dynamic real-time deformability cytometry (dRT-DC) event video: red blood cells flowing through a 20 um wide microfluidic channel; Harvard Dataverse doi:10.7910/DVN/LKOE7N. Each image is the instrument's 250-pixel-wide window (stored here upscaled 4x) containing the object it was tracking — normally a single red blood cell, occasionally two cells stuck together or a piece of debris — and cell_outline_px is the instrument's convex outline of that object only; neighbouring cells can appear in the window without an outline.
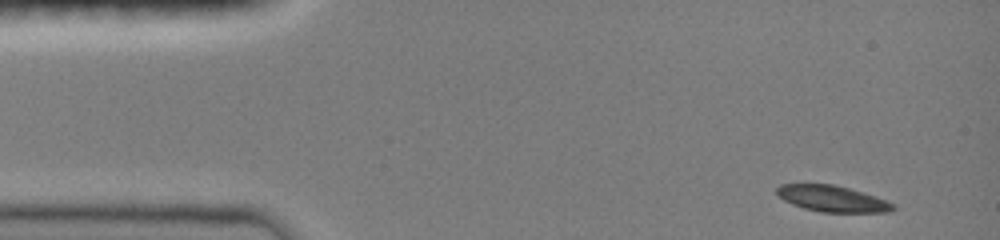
{"species": "common noctule bat (a hibernating species)", "species_latin": "Nyctalus noctula", "temperature_condition": "room temperature", "stored_images_in_passage": 5, "camera_frame_rate_fps": 3000, "um_per_image_px": 0.085, "animal": {"sex": "female", "body_mass_g": 19.0, "forearm_length_mm": 51.5}, "frame": {"image": 1, "passage_image": 1, "time_ms": 0.0, "image_size_px": [1000, 240], "cell_outline_px": [[896, 208], [892, 212], [820, 212], [804, 208], [792, 204], [784, 200], [776, 192], [776, 188], [780, 184], [832, 184], [848, 188], [876, 196], [888, 200], [896, 204]], "centroid_in_image_um": [70.79, 16.89], "position_along_channel_um": 14.2, "area_um2": 17.8}}
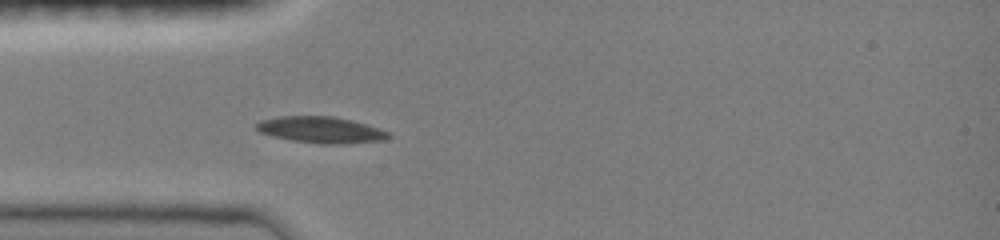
{"frame": {"image": 2, "passage_image": 5, "time_ms": 3.333, "image_size_px": [1000, 240], "cell_outline_px": [[392, 136], [384, 140], [336, 144], [320, 144], [292, 140], [272, 136], [260, 132], [256, 128], [256, 124], [260, 120], [280, 116], [336, 116], [352, 120], [388, 132]], "centroid_in_image_um": [27.25, 11.03], "position_along_channel_um": 57.8, "area_um2": 20.11}}